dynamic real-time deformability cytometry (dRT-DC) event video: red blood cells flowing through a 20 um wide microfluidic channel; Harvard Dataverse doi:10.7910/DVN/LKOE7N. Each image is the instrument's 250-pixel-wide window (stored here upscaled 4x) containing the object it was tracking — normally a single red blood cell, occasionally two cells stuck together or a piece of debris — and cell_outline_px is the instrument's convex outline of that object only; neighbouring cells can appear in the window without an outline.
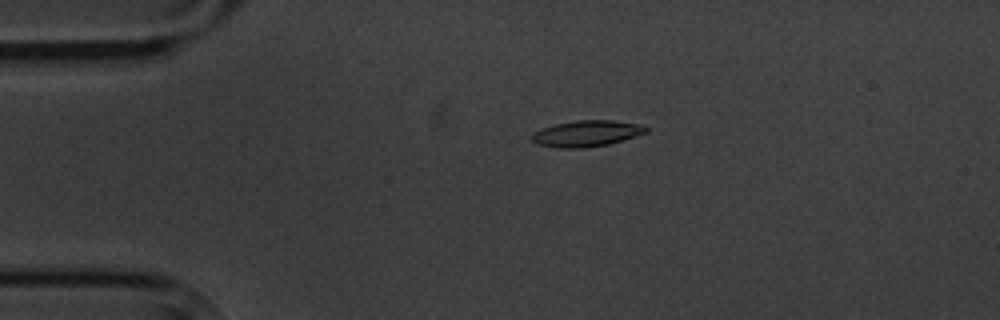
{"species": "common noctule bat (a hibernating species)", "species_latin": "Nyctalus noctula", "temperature_condition": "cold", "stored_images_in_passage": 5, "camera_frame_rate_fps": 3000, "um_per_image_px": 0.085, "animal": {"sex": "male", "body_mass_g": 20.1, "forearm_length_mm": 53.5}, "frame": {"image": 1, "passage_image": 4, "time_ms": 3.333, "image_size_px": [1000, 320], "cell_outline_px": [[648, 132], [636, 136], [608, 144], [584, 148], [556, 148], [536, 144], [532, 140], [532, 132], [556, 124], [576, 120], [612, 120], [644, 124], [648, 128]], "centroid_in_image_um": [49.89, 11.35], "position_along_channel_um": 35.1, "area_um2": 17.51}}